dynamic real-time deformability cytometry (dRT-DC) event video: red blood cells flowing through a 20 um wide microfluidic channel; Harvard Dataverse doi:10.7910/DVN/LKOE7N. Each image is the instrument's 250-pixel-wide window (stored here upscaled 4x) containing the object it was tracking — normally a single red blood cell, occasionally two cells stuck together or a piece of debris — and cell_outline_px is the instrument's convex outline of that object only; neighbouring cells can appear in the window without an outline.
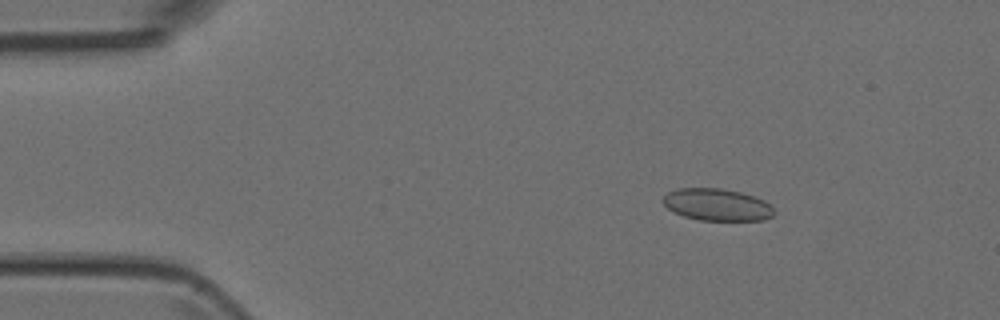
{"species": "Egyptian fruit bat (a non-hibernating species)", "species_latin": "Rousettus aegyptiacus", "temperature_condition": "room temperature", "stored_images_in_passage": 51, "camera_frame_rate_fps": 3000, "um_per_image_px": 0.085, "animal": {"sex": "female"}, "frame": {"image": 1, "passage_image": 8, "time_ms": 2.333, "image_size_px": [1000, 320], "cell_outline_px": [[776, 212], [772, 216], [764, 220], [700, 220], [684, 216], [672, 212], [660, 200], [668, 192], [676, 188], [720, 188], [740, 192], [764, 200]], "centroid_in_image_um": [60.91, 17.4], "position_along_channel_um": 24.1, "area_um2": 20.75}}
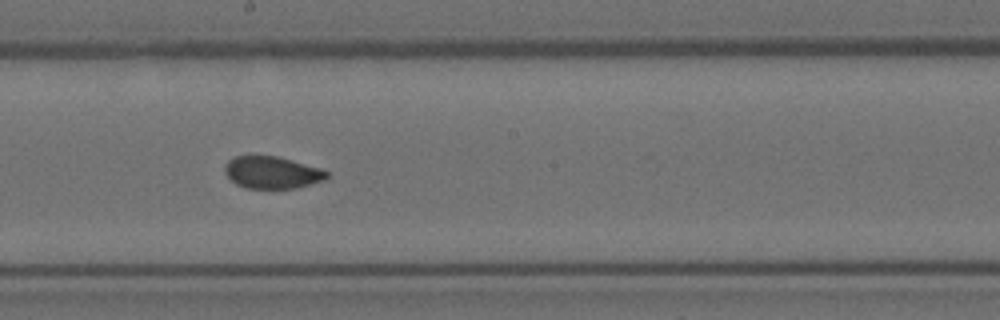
{"frame": {"image": 2, "passage_image": 28, "time_ms": 9.0, "image_size_px": [1000, 320], "cell_outline_px": [[328, 176], [324, 180], [296, 188], [244, 188], [236, 184], [224, 172], [224, 164], [228, 160], [236, 156], [276, 156], [320, 168], [328, 172]], "centroid_in_image_um": [23.09, 14.66], "position_along_channel_um": 225.1, "area_um2": 18.96}}
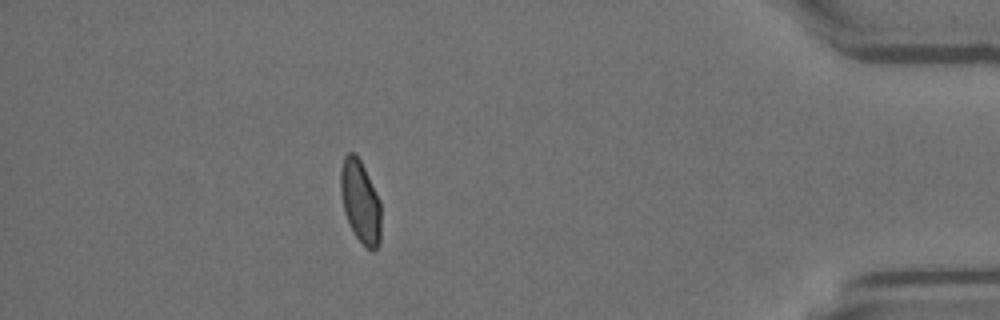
{"frame": {"image": 3, "passage_image": 45, "time_ms": 14.667, "image_size_px": [1000, 320], "cell_outline_px": [[380, 244], [372, 252], [356, 236], [344, 212], [340, 192], [340, 168], [344, 156], [348, 152], [352, 152], [360, 160], [380, 200]], "centroid_in_image_um": [30.62, 17.12], "position_along_channel_um": 404.6, "area_um2": 19.25}}